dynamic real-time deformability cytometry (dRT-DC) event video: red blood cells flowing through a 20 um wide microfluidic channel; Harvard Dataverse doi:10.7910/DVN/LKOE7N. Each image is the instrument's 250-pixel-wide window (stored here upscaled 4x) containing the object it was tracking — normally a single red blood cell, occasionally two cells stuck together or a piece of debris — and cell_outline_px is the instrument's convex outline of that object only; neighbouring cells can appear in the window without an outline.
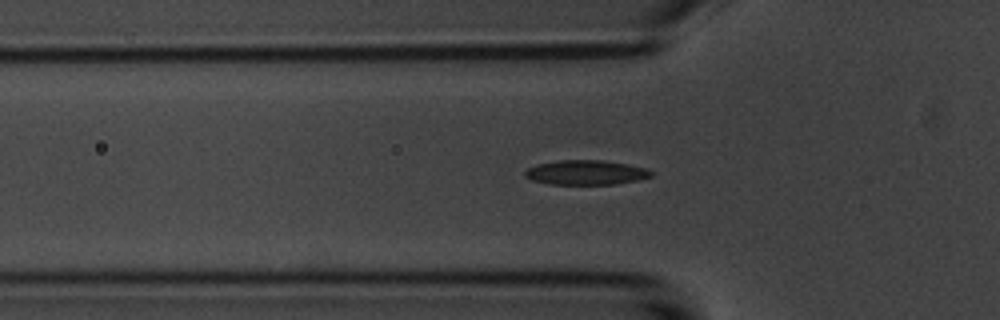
{"species": "common noctule bat (a hibernating species)", "species_latin": "Nyctalus noctula", "temperature_condition": "room temperature", "stored_images_in_passage": 40, "camera_frame_rate_fps": 3000, "um_per_image_px": 0.085, "animal": {"sex": "male", "body_mass_g": 20.1, "forearm_length_mm": 53.5}, "frame": {"image": 1, "passage_image": 2, "time_ms": 0.333, "image_size_px": [1000, 320], "cell_outline_px": [[652, 176], [636, 180], [616, 184], [552, 184], [532, 180], [524, 176], [524, 172], [528, 168], [536, 164], [556, 160], [600, 160], [628, 164], [648, 168], [652, 172]], "centroid_in_image_um": [49.79, 14.65], "position_along_channel_um": 76.0, "area_um2": 18.09}}
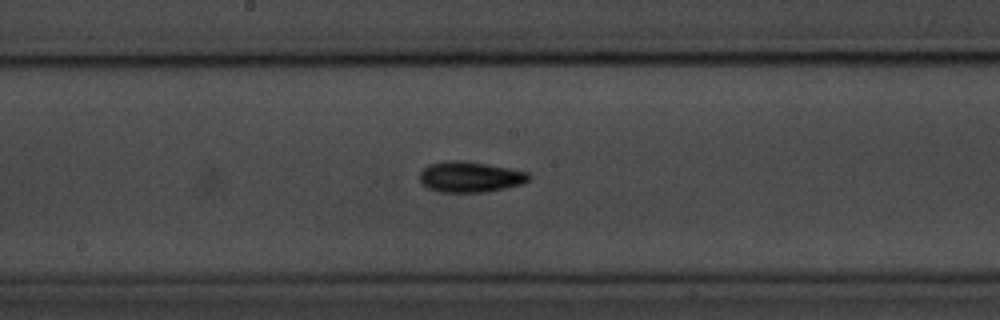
{"frame": {"image": 2, "passage_image": 13, "time_ms": 4.0, "image_size_px": [1000, 320], "cell_outline_px": [[532, 180], [524, 184], [488, 192], [440, 192], [428, 188], [420, 184], [420, 172], [428, 164], [448, 160], [460, 160], [488, 164], [528, 172], [532, 176]], "centroid_in_image_um": [39.99, 15.04], "position_along_channel_um": 208.2, "area_um2": 19.88}}
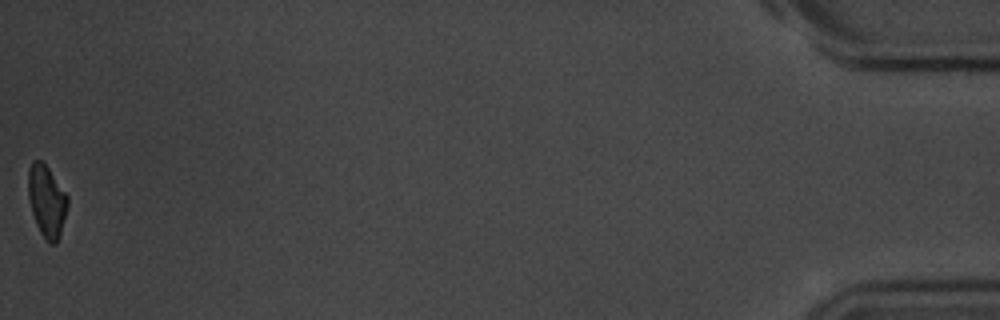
{"frame": {"image": 3, "passage_image": 40, "time_ms": 13.0, "image_size_px": [1000, 320], "cell_outline_px": [[68, 204], [60, 232], [56, 244], [48, 244], [40, 232], [36, 224], [32, 212], [28, 196], [28, 168], [32, 160], [40, 160], [48, 168], [68, 196]], "centroid_in_image_um": [3.95, 17.08], "position_along_channel_um": 431.2, "area_um2": 16.36}, "authors_computed_cell_mechanics": {"area_um2": 17.6579, "velocity_mm_per_s": 3.5779, "shape_relaxation_time_tau1_ms": 3.5883, "shape_relaxation_time_tau2_ms": null, "deformation_change_tau1": 0.113, "deformation_change_tau2": null}}